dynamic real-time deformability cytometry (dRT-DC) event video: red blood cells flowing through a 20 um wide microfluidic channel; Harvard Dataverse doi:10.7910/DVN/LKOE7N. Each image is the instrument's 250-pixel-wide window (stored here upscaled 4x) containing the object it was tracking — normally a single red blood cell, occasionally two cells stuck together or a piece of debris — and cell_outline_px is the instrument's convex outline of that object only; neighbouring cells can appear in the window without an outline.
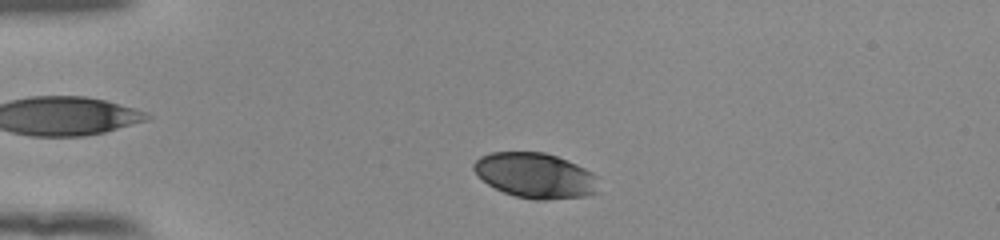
{"species": "human", "species_latin": "Homo sapiens", "temperature_condition": "room temperature", "stored_images_in_passage": 45, "camera_frame_rate_fps": 3000, "um_per_image_px": 0.085, "donor": {"sex": "female"}, "frame": {"image": 1, "passage_image": 5, "time_ms": 1.333, "image_size_px": [1000, 240], "cell_outline_px": [[600, 192], [588, 196], [544, 200], [536, 200], [516, 196], [504, 192], [488, 184], [472, 168], [472, 164], [480, 156], [492, 152], [544, 152], [556, 156], [576, 164], [592, 172], [596, 176]], "centroid_in_image_um": [45.54, 14.92], "position_along_channel_um": 39.5, "area_um2": 32.89}}
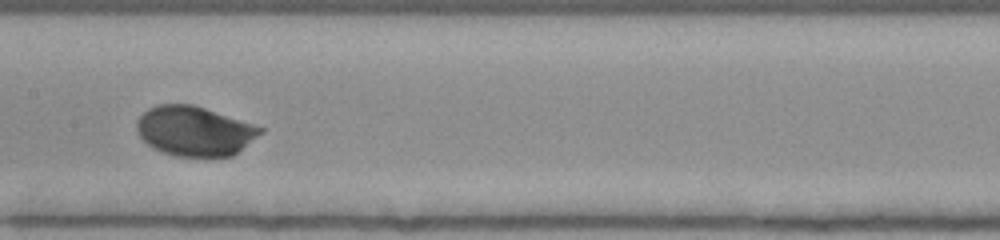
{"frame": {"image": 2, "passage_image": 20, "time_ms": 6.333, "image_size_px": [1000, 240], "cell_outline_px": [[264, 132], [232, 156], [176, 156], [152, 148], [140, 136], [136, 128], [136, 120], [148, 108], [156, 104], [192, 104], [264, 128]], "centroid_in_image_um": [16.51, 11.13], "position_along_channel_um": 190.9, "area_um2": 35.49}}
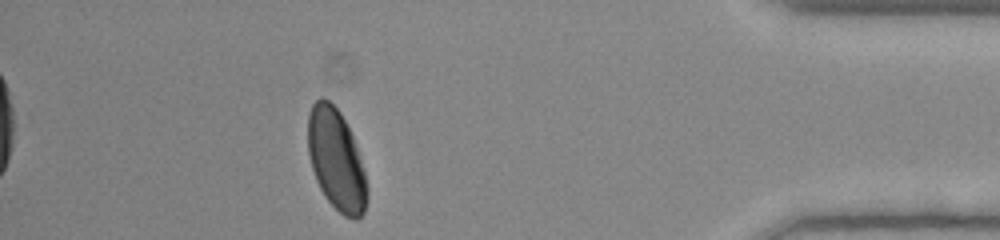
{"frame": {"image": 3, "passage_image": 40, "time_ms": 13.0, "image_size_px": [1000, 240], "cell_outline_px": [[368, 196], [364, 212], [356, 220], [352, 220], [344, 216], [324, 196], [316, 180], [312, 168], [308, 152], [308, 112], [312, 104], [320, 96], [324, 96], [340, 112], [352, 136], [364, 172], [368, 192]], "centroid_in_image_um": [28.56, 13.58], "position_along_channel_um": 406.6, "area_um2": 34.56}, "authors_computed_cell_mechanics": {"area_um2": 34.5644, "velocity_mm_per_s": 3.8662, "shape_relaxation_time_tau1_ms": 1.8732, "shape_relaxation_time_tau2_ms": null, "deformation_change_tau1": 0.0954, "deformation_change_tau2": null}}